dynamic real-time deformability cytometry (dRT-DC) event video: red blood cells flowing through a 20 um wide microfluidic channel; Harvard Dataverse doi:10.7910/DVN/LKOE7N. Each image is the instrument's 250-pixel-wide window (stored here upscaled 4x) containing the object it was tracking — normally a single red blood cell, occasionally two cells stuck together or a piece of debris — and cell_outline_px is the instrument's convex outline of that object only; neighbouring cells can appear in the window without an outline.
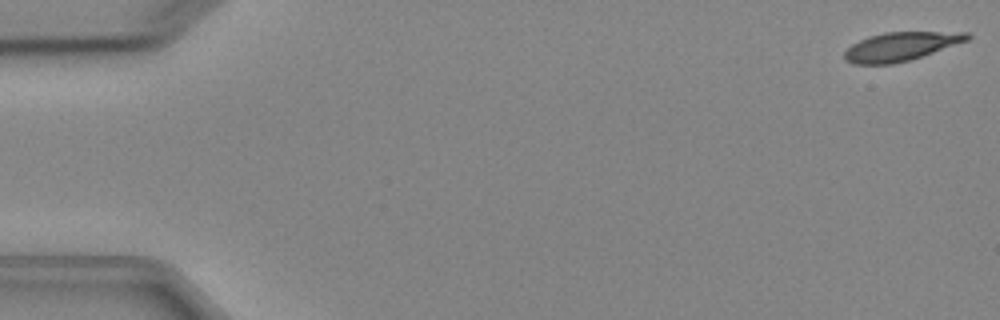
{"species": "Egyptian fruit bat (a non-hibernating species)", "species_latin": "Rousettus aegyptiacus", "temperature_condition": "cold", "stored_images_in_passage": 5, "camera_frame_rate_fps": 3000, "um_per_image_px": 0.085, "animal": {"sex": "female"}, "frame": {"image": 1, "passage_image": 1, "time_ms": 0.0, "image_size_px": [1000, 320], "cell_outline_px": [[972, 36], [968, 40], [908, 60], [892, 64], [856, 64], [844, 60], [844, 52], [852, 44], [868, 36], [884, 32], [968, 32]], "centroid_in_image_um": [76.53, 3.94], "position_along_channel_um": 8.5, "area_um2": 20.23}}
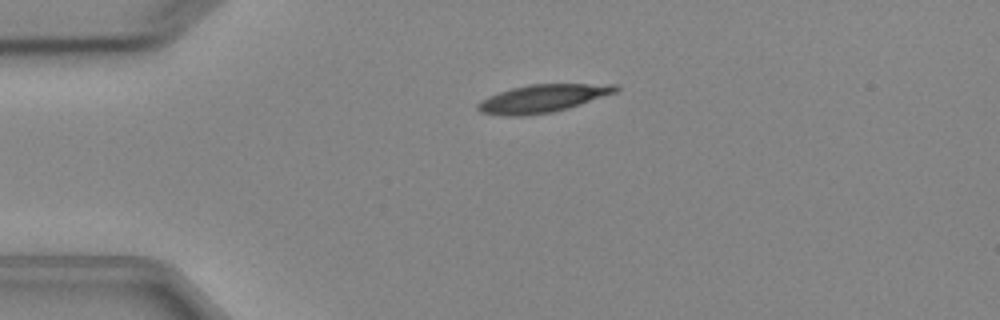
{"frame": {"image": 2, "passage_image": 4, "time_ms": 3.667, "image_size_px": [1000, 320], "cell_outline_px": [[620, 88], [616, 92], [568, 108], [552, 112], [524, 116], [508, 116], [480, 112], [476, 108], [476, 104], [480, 100], [488, 96], [512, 88], [528, 84], [616, 84]], "centroid_in_image_um": [46.09, 8.37], "position_along_channel_um": 38.9, "area_um2": 22.31}}